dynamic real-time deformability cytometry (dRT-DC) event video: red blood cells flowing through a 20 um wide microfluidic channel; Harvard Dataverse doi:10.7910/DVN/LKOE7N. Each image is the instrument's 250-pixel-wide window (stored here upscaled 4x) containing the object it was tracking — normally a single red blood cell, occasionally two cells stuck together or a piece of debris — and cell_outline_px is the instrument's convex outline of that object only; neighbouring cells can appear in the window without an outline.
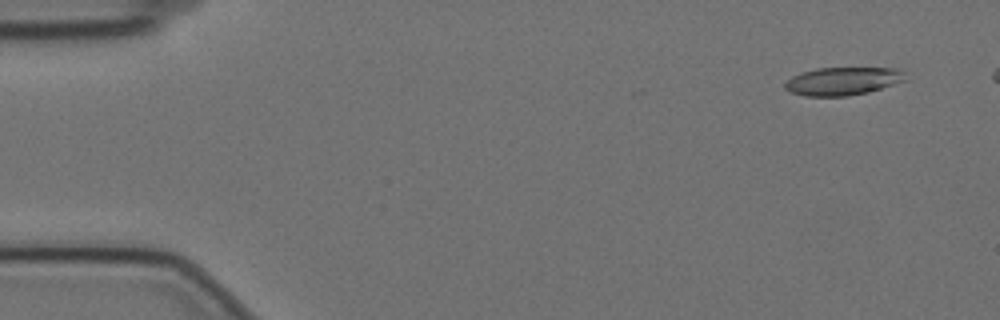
{"species": "Egyptian fruit bat (a non-hibernating species)", "species_latin": "Rousettus aegyptiacus", "temperature_condition": "cold", "stored_images_in_passage": 13, "camera_frame_rate_fps": 3000, "um_per_image_px": 0.085, "animal": {"sex": "female"}, "frame": {"image": 1, "passage_image": 4, "time_ms": 1.0, "image_size_px": [1000, 320], "cell_outline_px": [[908, 80], [868, 92], [848, 96], [804, 96], [792, 92], [784, 88], [784, 84], [792, 76], [800, 72], [816, 68], [900, 68], [904, 72]], "centroid_in_image_um": [71.66, 6.89], "position_along_channel_um": 13.3, "area_um2": 19.83}}